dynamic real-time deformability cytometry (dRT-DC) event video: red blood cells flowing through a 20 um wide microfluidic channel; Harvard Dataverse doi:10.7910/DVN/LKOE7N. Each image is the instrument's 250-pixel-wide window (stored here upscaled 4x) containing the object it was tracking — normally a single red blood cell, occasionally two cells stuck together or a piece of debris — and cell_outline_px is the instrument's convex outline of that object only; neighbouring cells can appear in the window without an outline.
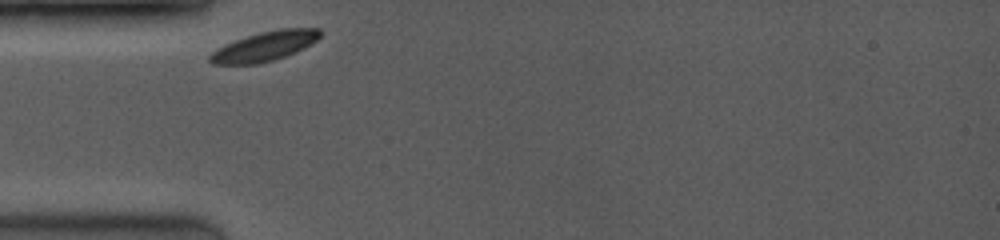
{"species": "common noctule bat (a hibernating species)", "species_latin": "Nyctalus noctula", "temperature_condition": "room temperature", "stored_images_in_passage": 24, "camera_frame_rate_fps": 3500, "um_per_image_px": 0.085, "animal": {"sex": "female", "body_mass_g": 19.0, "forearm_length_mm": 53.3}, "frame": {"image": 1, "passage_image": 1, "time_ms": 0.0, "image_size_px": [1000, 240], "cell_outline_px": [[320, 36], [316, 40], [296, 52], [272, 60], [256, 64], [212, 64], [208, 60], [208, 56], [216, 48], [224, 44], [260, 32], [280, 28], [320, 28]], "centroid_in_image_um": [22.46, 3.93], "position_along_channel_um": 62.5, "area_um2": 18.79}}
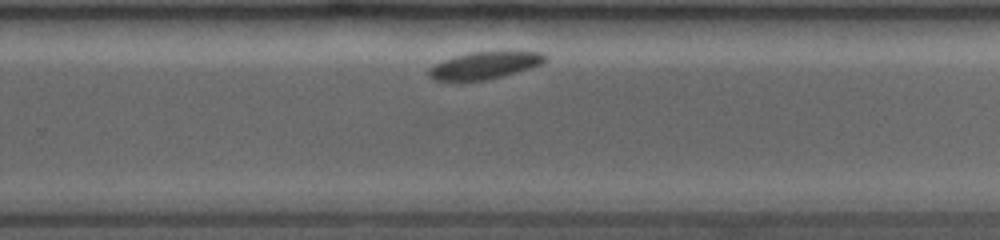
{"frame": {"image": 2, "passage_image": 17, "time_ms": 6.286, "image_size_px": [1000, 240], "cell_outline_px": [[548, 60], [540, 64], [528, 68], [488, 80], [452, 84], [448, 84], [432, 80], [428, 76], [428, 68], [444, 60], [468, 52], [540, 52], [548, 56]], "centroid_in_image_um": [41.06, 5.62], "position_along_channel_um": 288.7, "area_um2": 18.9}}
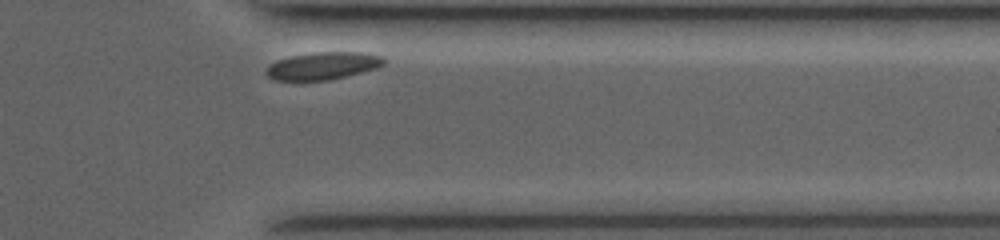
{"frame": {"image": 3, "passage_image": 23, "time_ms": 8.857, "image_size_px": [1000, 240], "cell_outline_px": [[388, 60], [384, 64], [376, 68], [332, 80], [272, 80], [264, 72], [276, 60], [292, 56], [312, 52], [368, 52], [384, 56]], "centroid_in_image_um": [27.51, 5.58], "position_along_channel_um": 383.9, "area_um2": 19.02}, "authors_computed_cell_mechanics": {"area_um2": 19.7098, "velocity_mm_per_s": 3.6205, "shape_relaxation_time_tau1_ms": 0.5627, "shape_relaxation_time_tau2_ms": null, "deformation_change_tau1": 0.0593, "deformation_change_tau2": null}}